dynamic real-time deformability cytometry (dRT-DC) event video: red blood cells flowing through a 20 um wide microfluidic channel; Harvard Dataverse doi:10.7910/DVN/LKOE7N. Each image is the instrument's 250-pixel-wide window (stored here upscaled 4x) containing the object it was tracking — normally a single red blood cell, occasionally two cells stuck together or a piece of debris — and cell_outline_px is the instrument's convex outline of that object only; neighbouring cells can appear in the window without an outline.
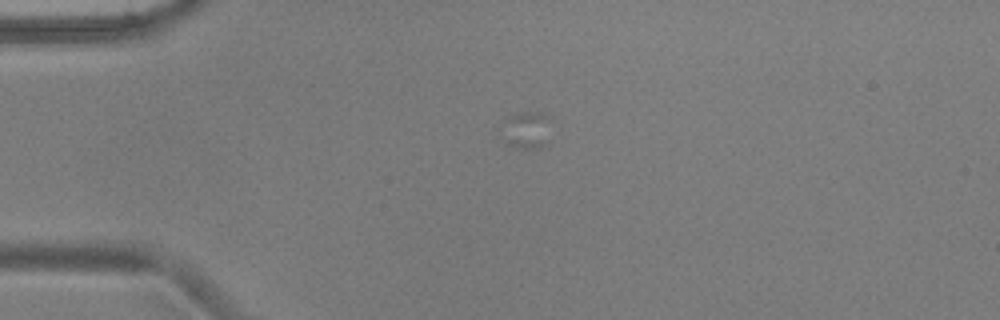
{"species": "common noctule bat (a hibernating species)", "species_latin": "Nyctalus noctula", "temperature_condition": "warm", "stored_images_in_passage": 1, "camera_frame_rate_fps": 3000, "um_per_image_px": 0.085, "animal": {"sex": "male", "body_mass_g": 17.9, "forearm_length_mm": 54.2}, "frame": {"image": 1, "passage_image": 1, "time_ms": 0.0, "image_size_px": [1000, 320], "cell_outline_px": [[548, 144], [540, 148], [524, 148], [504, 144], [496, 136], [496, 128], [508, 116], [520, 112], [540, 112], [548, 116]], "centroid_in_image_um": [44.58, 11.07], "position_along_channel_um": 40.4, "area_um2": 11.5}}